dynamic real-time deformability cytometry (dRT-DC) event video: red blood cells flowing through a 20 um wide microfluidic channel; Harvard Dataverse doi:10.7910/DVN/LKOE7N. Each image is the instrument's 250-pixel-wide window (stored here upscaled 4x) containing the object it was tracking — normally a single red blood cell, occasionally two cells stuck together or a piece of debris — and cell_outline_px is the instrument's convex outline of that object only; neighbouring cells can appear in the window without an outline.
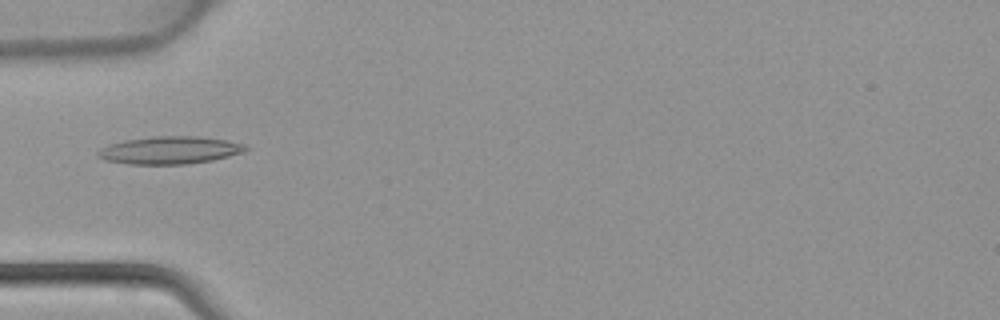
{"species": "common noctule bat (a hibernating species)", "species_latin": "Nyctalus noctula", "temperature_condition": "warm", "stored_images_in_passage": 45, "camera_frame_rate_fps": 3000, "um_per_image_px": 0.085, "animal": {"sex": "female", "body_mass_g": 22.7, "forearm_length_mm": 54.2}, "frame": {"image": 1, "passage_image": 15, "time_ms": 4.667, "image_size_px": [1000, 320], "cell_outline_px": [[248, 148], [244, 152], [212, 160], [188, 164], [128, 164], [104, 160], [96, 156], [96, 152], [100, 148], [108, 144], [124, 140], [152, 136], [200, 136], [224, 140], [244, 144]], "centroid_in_image_um": [14.37, 12.76], "position_along_channel_um": 70.6, "area_um2": 23.87}}
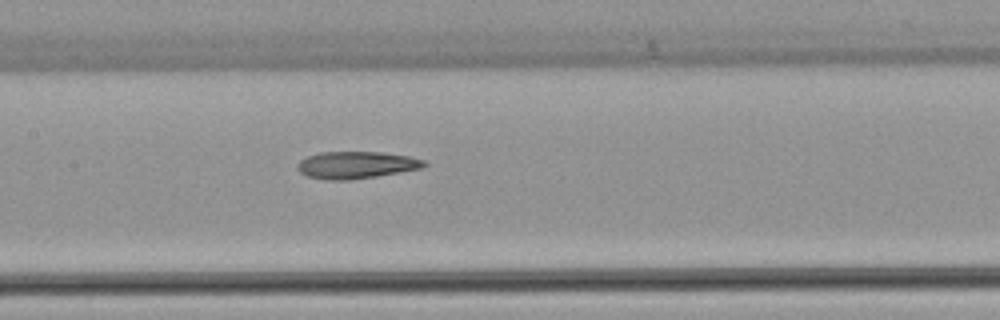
{"frame": {"image": 2, "passage_image": 22, "time_ms": 7.0, "image_size_px": [1000, 320], "cell_outline_px": [[428, 164], [424, 168], [376, 176], [348, 180], [324, 180], [304, 176], [300, 172], [300, 160], [308, 156], [320, 152], [380, 152], [408, 156], [424, 160]], "centroid_in_image_um": [30.3, 14.03], "position_along_channel_um": 177.1, "area_um2": 19.94}}
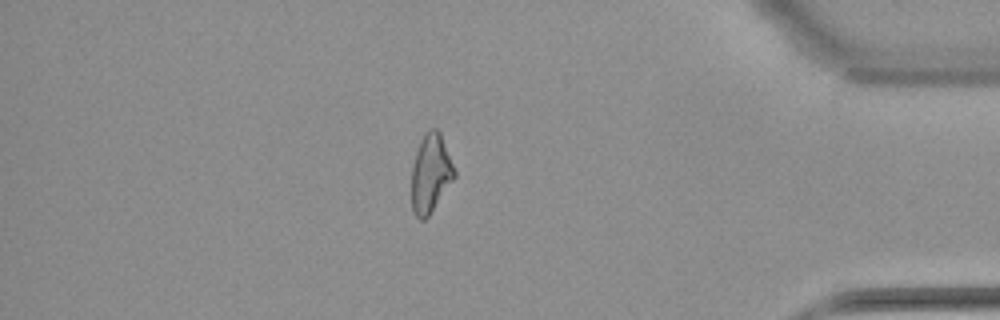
{"frame": {"image": 3, "passage_image": 39, "time_ms": 12.667, "image_size_px": [1000, 320], "cell_outline_px": [[456, 176], [428, 216], [424, 220], [420, 220], [416, 216], [412, 208], [412, 164], [420, 140], [424, 132], [428, 128], [436, 128], [440, 132], [456, 172]], "centroid_in_image_um": [36.6, 14.71], "position_along_channel_um": 398.6, "area_um2": 19.54}}